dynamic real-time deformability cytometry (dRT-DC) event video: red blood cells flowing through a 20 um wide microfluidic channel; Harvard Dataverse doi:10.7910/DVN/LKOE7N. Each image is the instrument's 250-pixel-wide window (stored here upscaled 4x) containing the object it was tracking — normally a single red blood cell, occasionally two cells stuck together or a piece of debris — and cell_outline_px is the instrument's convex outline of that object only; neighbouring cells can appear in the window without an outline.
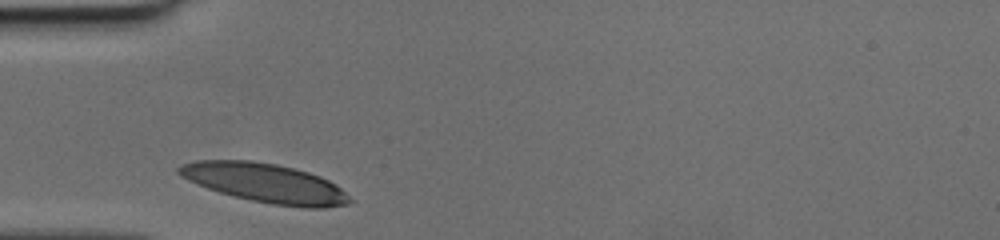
{"species": "human", "species_latin": "Homo sapiens", "temperature_condition": "cold", "stored_images_in_passage": 24, "camera_frame_rate_fps": 3000, "um_per_image_px": 0.085, "donor": {"sex": "female"}, "frame": {"image": 1, "passage_image": 1, "time_ms": 0.0, "image_size_px": [1000, 240], "cell_outline_px": [[352, 200], [348, 204], [324, 208], [304, 208], [272, 204], [252, 200], [220, 192], [208, 188], [188, 180], [180, 176], [176, 172], [176, 168], [180, 164], [196, 160], [252, 160], [276, 164], [308, 172], [320, 176], [336, 184]], "centroid_in_image_um": [22.52, 15.55], "position_along_channel_um": 62.5, "area_um2": 38.84}}
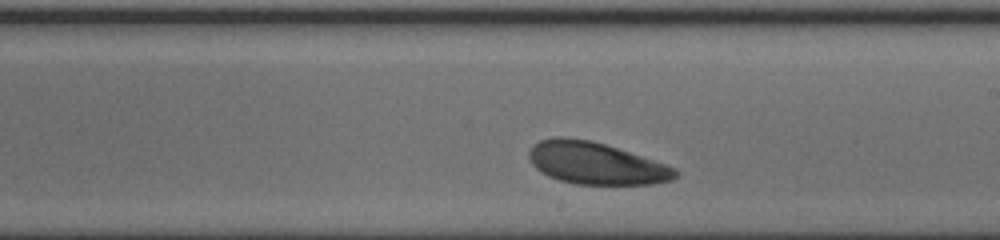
{"frame": {"image": 2, "passage_image": 14, "time_ms": 4.333, "image_size_px": [1000, 240], "cell_outline_px": [[676, 176], [672, 180], [652, 184], [576, 184], [560, 180], [548, 176], [540, 172], [532, 164], [528, 156], [528, 152], [532, 144], [540, 140], [556, 136], [564, 136], [592, 140], [668, 164], [676, 168]], "centroid_in_image_um": [50.62, 13.86], "position_along_channel_um": 238.4, "area_um2": 36.07}}
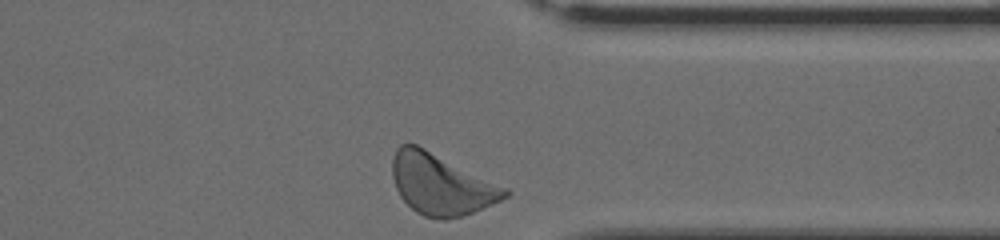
{"frame": {"image": 3, "passage_image": 24, "time_ms": 7.667, "image_size_px": [1000, 240], "cell_outline_px": [[512, 192], [508, 196], [492, 204], [472, 212], [460, 216], [444, 220], [440, 220], [424, 216], [416, 212], [400, 196], [396, 188], [392, 176], [392, 160], [396, 148], [400, 144], [416, 144], [508, 188]], "centroid_in_image_um": [37.48, 15.67], "position_along_channel_um": 373.9, "area_um2": 39.71}}